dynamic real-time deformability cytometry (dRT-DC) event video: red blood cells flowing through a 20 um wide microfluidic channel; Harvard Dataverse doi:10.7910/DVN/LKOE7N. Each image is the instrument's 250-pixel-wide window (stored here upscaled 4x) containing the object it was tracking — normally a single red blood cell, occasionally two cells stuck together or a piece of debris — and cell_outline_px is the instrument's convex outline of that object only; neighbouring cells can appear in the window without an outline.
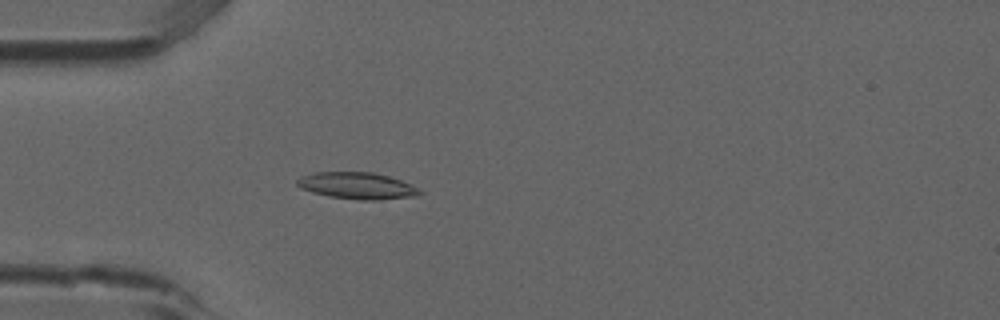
{"species": "common noctule bat (a hibernating species)", "species_latin": "Nyctalus noctula", "temperature_condition": "room temperature", "stored_images_in_passage": 52, "camera_frame_rate_fps": 3000, "um_per_image_px": 0.085, "animal": {"sex": "male", "forearm_length_mm": 52.5}, "frame": {"image": 1, "passage_image": 15, "time_ms": 4.667, "image_size_px": [1000, 320], "cell_outline_px": [[424, 192], [416, 196], [380, 200], [360, 200], [328, 196], [312, 192], [300, 188], [296, 184], [296, 180], [300, 176], [316, 172], [372, 172], [388, 176], [400, 180]], "centroid_in_image_um": [30.32, 15.79], "position_along_channel_um": 54.7, "area_um2": 19.02}}
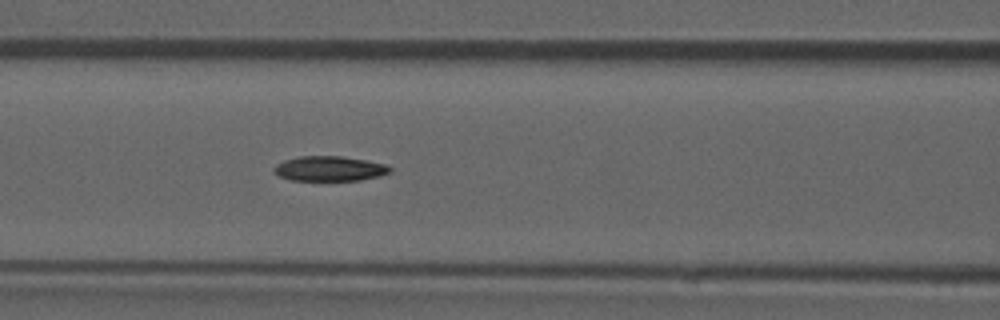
{"frame": {"image": 2, "passage_image": 22, "time_ms": 7.0, "image_size_px": [1000, 320], "cell_outline_px": [[392, 172], [380, 176], [360, 180], [292, 180], [280, 176], [272, 172], [272, 168], [276, 164], [284, 160], [300, 156], [340, 156], [368, 160], [384, 164], [392, 168]], "centroid_in_image_um": [28.01, 14.33], "position_along_channel_um": 138.6, "area_um2": 16.94}}
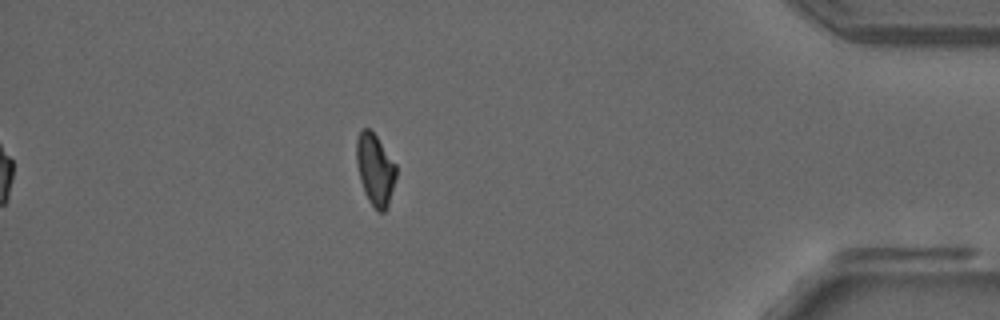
{"frame": {"image": 3, "passage_image": 46, "time_ms": 15.0, "image_size_px": [1000, 320], "cell_outline_px": [[396, 176], [388, 204], [384, 212], [380, 212], [368, 200], [364, 192], [360, 180], [356, 160], [356, 140], [360, 132], [364, 128], [368, 128], [376, 136], [396, 164]], "centroid_in_image_um": [31.88, 14.4], "position_along_channel_um": 403.3, "area_um2": 16.24}}